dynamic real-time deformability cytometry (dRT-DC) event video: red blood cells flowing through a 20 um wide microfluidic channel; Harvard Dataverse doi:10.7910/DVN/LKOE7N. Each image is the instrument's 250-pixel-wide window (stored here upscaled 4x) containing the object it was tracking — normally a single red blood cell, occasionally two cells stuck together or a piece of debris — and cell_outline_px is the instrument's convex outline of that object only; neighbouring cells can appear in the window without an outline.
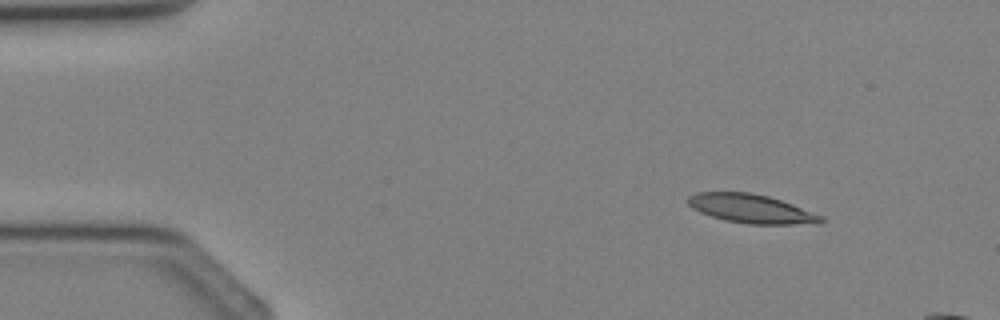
{"species": "Egyptian fruit bat (a non-hibernating species)", "species_latin": "Rousettus aegyptiacus", "temperature_condition": "cold", "stored_images_in_passage": 3, "camera_frame_rate_fps": 3000, "um_per_image_px": 0.085, "animal": {"sex": "female"}, "frame": {"image": 1, "passage_image": 1, "time_ms": 0.0, "image_size_px": [1000, 320], "cell_outline_px": [[824, 220], [820, 224], [748, 224], [724, 220], [700, 212], [692, 208], [688, 204], [688, 196], [696, 192], [752, 192], [768, 196], [792, 204], [824, 216]], "centroid_in_image_um": [63.87, 17.74], "position_along_channel_um": 21.1, "area_um2": 22.43}}